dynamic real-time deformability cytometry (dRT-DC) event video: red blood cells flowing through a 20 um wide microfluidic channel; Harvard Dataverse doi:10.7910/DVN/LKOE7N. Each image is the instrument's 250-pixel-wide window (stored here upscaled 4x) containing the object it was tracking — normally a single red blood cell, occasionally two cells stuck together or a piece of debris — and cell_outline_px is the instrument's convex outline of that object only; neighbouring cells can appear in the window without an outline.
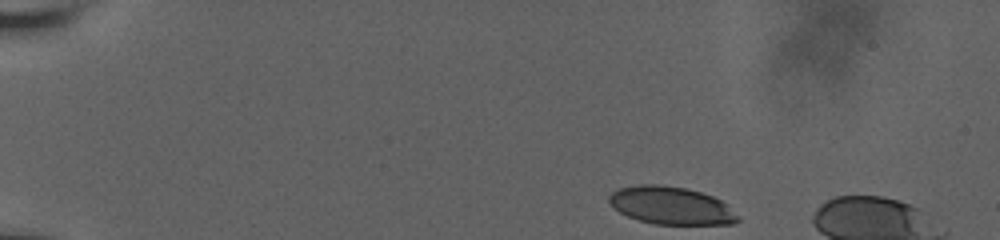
{"species": "human", "species_latin": "Homo sapiens", "temperature_condition": "room temperature", "stored_images_in_passage": 8, "camera_frame_rate_fps": 3000, "um_per_image_px": 0.085, "donor": {"sex": "male"}, "frame": {"image": 1, "passage_image": 1, "time_ms": 0.0, "image_size_px": [1000, 240], "cell_outline_px": [[740, 220], [732, 224], [656, 224], [640, 220], [628, 216], [620, 212], [608, 200], [608, 196], [612, 192], [620, 188], [640, 184], [656, 184], [684, 188], [700, 192], [712, 196], [720, 200], [740, 216]], "centroid_in_image_um": [57.06, 17.47], "position_along_channel_um": 27.9, "area_um2": 27.98}}